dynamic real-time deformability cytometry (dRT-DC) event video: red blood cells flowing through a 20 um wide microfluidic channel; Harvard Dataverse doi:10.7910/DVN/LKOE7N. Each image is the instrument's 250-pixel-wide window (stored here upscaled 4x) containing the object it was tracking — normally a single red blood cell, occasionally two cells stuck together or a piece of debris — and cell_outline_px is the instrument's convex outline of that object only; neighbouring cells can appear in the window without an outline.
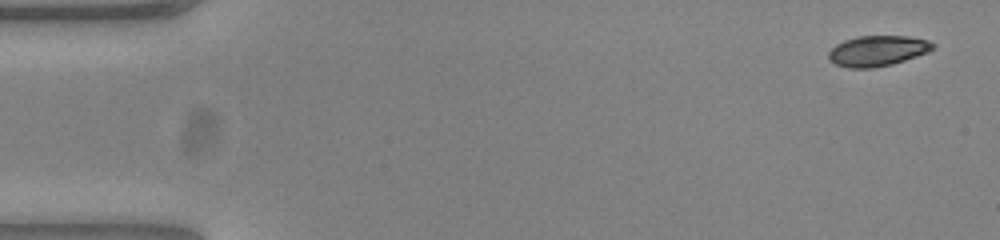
{"species": "common noctule bat (a hibernating species)", "species_latin": "Nyctalus noctula", "temperature_condition": "warm", "stored_images_in_passage": 52, "camera_frame_rate_fps": 3000, "um_per_image_px": 0.085, "animal": {"sex": "female", "body_mass_g": 23.0, "forearm_length_mm": 53.4}, "frame": {"image": 1, "passage_image": 1, "time_ms": 0.0, "image_size_px": [1000, 240], "cell_outline_px": [[936, 48], [928, 52], [892, 64], [872, 68], [848, 68], [836, 64], [828, 60], [828, 52], [836, 44], [844, 40], [856, 36], [908, 36], [928, 40], [936, 44]], "centroid_in_image_um": [74.59, 4.32], "position_along_channel_um": 10.4, "area_um2": 18.67}}
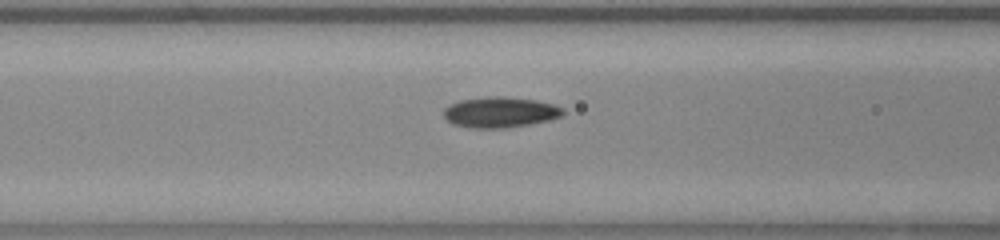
{"frame": {"image": 2, "passage_image": 20, "time_ms": 6.333, "image_size_px": [1000, 240], "cell_outline_px": [[564, 112], [560, 116], [548, 120], [528, 124], [504, 128], [476, 128], [452, 124], [444, 116], [444, 108], [448, 104], [460, 100], [488, 96], [500, 96], [536, 100], [556, 104], [564, 108]], "centroid_in_image_um": [42.5, 9.52], "position_along_channel_um": 124.1, "area_um2": 21.27}}
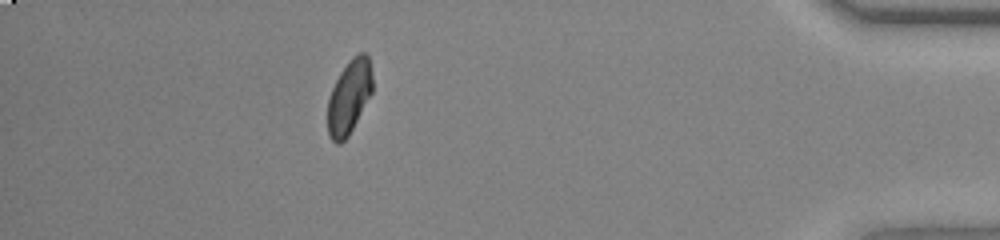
{"frame": {"image": 3, "passage_image": 46, "time_ms": 15.0, "image_size_px": [1000, 240], "cell_outline_px": [[372, 92], [348, 136], [340, 144], [336, 144], [328, 136], [328, 96], [340, 72], [348, 60], [352, 56], [360, 52], [364, 52], [368, 56], [372, 76]], "centroid_in_image_um": [29.66, 8.22], "position_along_channel_um": 405.5, "area_um2": 19.25}, "authors_computed_cell_mechanics": {"area_um2": 20.0566, "velocity_mm_per_s": 3.8501, "shape_relaxation_time_tau1_ms": 3.5156, "shape_relaxation_time_tau2_ms": 2.2248, "deformation_change_tau1": 0.1269, "deformation_change_tau2": 0.0528}}